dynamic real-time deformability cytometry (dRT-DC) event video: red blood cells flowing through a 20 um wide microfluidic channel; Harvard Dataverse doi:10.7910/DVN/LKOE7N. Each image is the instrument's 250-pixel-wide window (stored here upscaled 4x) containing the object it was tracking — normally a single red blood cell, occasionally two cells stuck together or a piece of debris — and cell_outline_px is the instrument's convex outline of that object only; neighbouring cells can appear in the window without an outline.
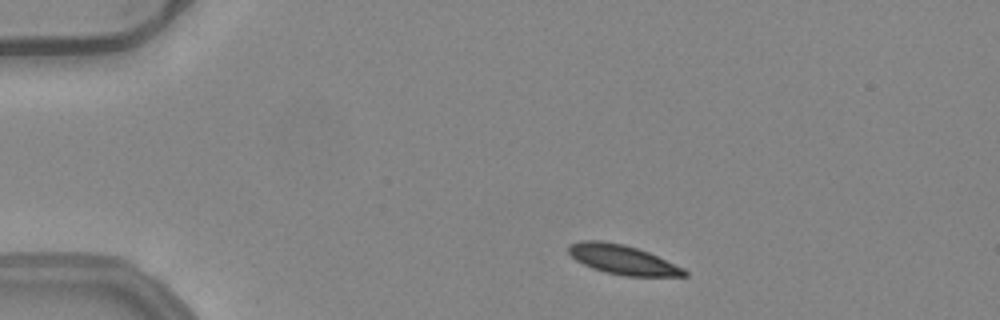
{"species": "common noctule bat (a hibernating species)", "species_latin": "Nyctalus noctula", "temperature_condition": "warm", "stored_images_in_passage": 46, "camera_frame_rate_fps": 3000, "um_per_image_px": 0.085, "animal": {"sex": "female", "body_mass_g": 24.6, "forearm_length_mm": 56.2}, "frame": {"image": 1, "passage_image": 4, "time_ms": 1.0, "image_size_px": [1000, 320], "cell_outline_px": [[688, 276], [624, 276], [604, 272], [592, 268], [576, 260], [568, 252], [568, 244], [580, 240], [600, 240], [624, 244], [648, 252], [684, 268], [688, 272]], "centroid_in_image_um": [52.9, 22.06], "position_along_channel_um": 32.1, "area_um2": 19.88}}
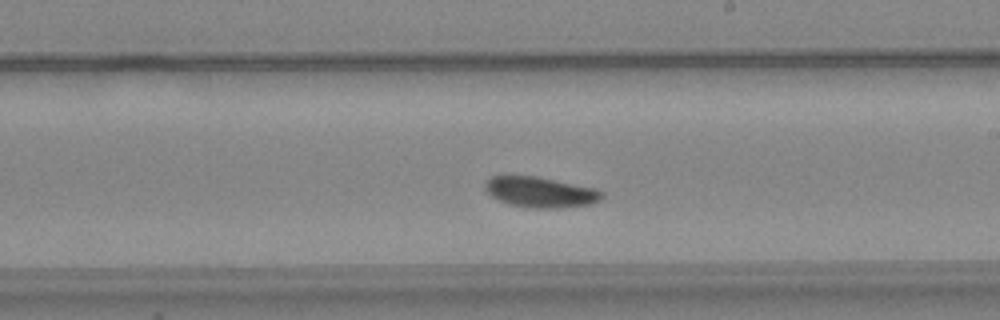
{"frame": {"image": 2, "passage_image": 25, "time_ms": 8.0, "image_size_px": [1000, 320], "cell_outline_px": [[604, 196], [600, 200], [592, 204], [560, 208], [528, 208], [508, 204], [492, 196], [484, 188], [484, 184], [492, 176], [504, 172], [536, 176], [596, 188], [604, 192]], "centroid_in_image_um": [45.9, 16.3], "position_along_channel_um": 243.1, "area_um2": 21.5}}
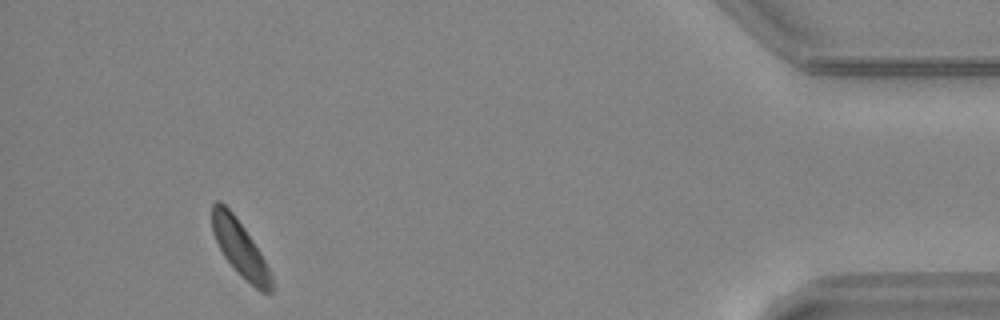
{"frame": {"image": 3, "passage_image": 43, "time_ms": 14.0, "image_size_px": [1000, 320], "cell_outline_px": [[272, 292], [260, 292], [224, 256], [212, 232], [212, 204], [216, 200], [220, 200], [232, 212], [244, 228], [260, 252], [272, 276]], "centroid_in_image_um": [20.38, 21.05], "position_along_channel_um": 414.8, "area_um2": 18.55}, "authors_computed_cell_mechanics": {"area_um2": 20.2878, "velocity_mm_per_s": 3.917, "shape_relaxation_time_tau1_ms": 2.4163, "shape_relaxation_time_tau2_ms": null, "deformation_change_tau1": 0.0634, "deformation_change_tau2": null}}